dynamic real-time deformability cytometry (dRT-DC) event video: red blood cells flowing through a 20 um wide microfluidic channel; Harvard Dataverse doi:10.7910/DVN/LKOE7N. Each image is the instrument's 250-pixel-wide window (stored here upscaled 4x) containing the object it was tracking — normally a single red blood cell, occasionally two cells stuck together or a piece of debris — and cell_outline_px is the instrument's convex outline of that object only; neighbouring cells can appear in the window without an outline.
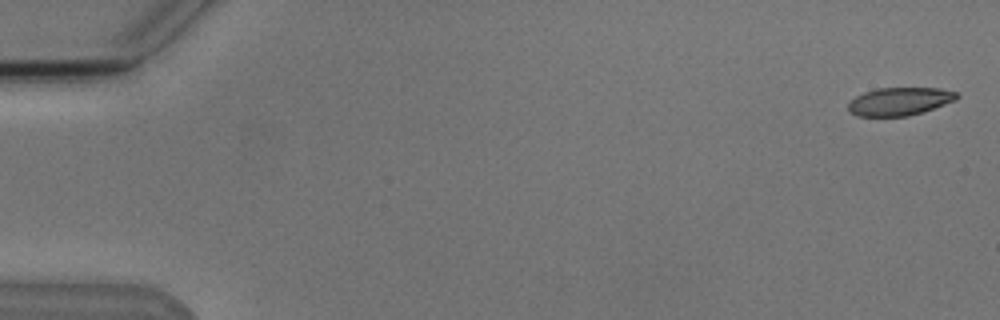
{"species": "Egyptian fruit bat (a non-hibernating species)", "species_latin": "Rousettus aegyptiacus", "temperature_condition": "cold", "stored_images_in_passage": 5, "camera_frame_rate_fps": 3000, "um_per_image_px": 0.085, "animal": {"sex": "male"}, "frame": {"image": 1, "passage_image": 1, "time_ms": 0.0, "image_size_px": [1000, 320], "cell_outline_px": [[960, 96], [956, 100], [924, 112], [908, 116], [856, 116], [848, 112], [848, 104], [856, 96], [864, 92], [876, 88], [940, 88], [956, 92]], "centroid_in_image_um": [76.47, 8.62], "position_along_channel_um": 8.5, "area_um2": 17.86}}
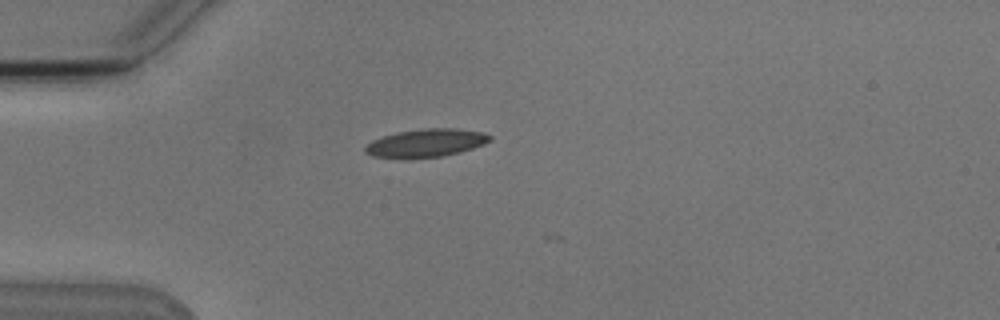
{"frame": {"image": 2, "passage_image": 5, "time_ms": 4.667, "image_size_px": [1000, 320], "cell_outline_px": [[492, 140], [484, 144], [472, 148], [440, 156], [372, 156], [364, 152], [364, 148], [372, 140], [396, 132], [424, 128], [456, 128], [484, 132], [492, 136]], "centroid_in_image_um": [36.26, 12.1], "position_along_channel_um": 48.7, "area_um2": 19.71}}